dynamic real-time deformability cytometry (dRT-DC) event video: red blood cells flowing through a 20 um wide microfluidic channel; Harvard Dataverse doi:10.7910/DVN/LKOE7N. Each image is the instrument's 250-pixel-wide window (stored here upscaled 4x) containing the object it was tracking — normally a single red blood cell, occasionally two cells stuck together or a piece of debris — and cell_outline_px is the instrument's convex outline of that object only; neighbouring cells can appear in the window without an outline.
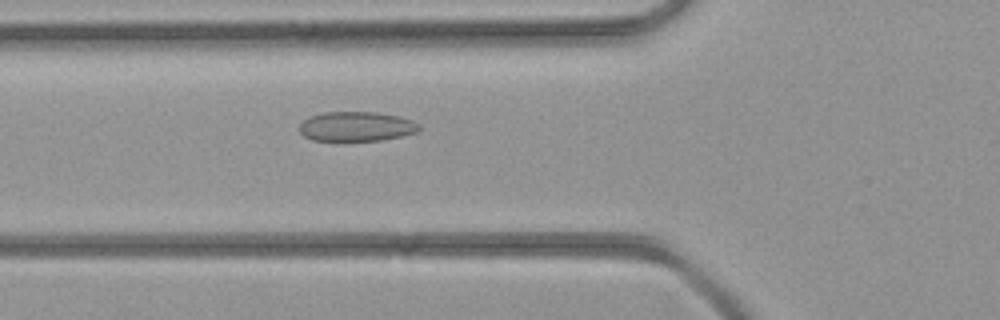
{"species": "common noctule bat (a hibernating species)", "species_latin": "Nyctalus noctula", "temperature_condition": "room temperature", "stored_images_in_passage": 36, "camera_frame_rate_fps": 3000, "um_per_image_px": 0.085, "animal": {"sex": "female", "body_mass_g": 21.9}, "frame": {"image": 1, "passage_image": 9, "time_ms": 2.667, "image_size_px": [1000, 320], "cell_outline_px": [[420, 128], [416, 132], [400, 136], [380, 140], [312, 140], [304, 136], [300, 132], [300, 124], [308, 116], [324, 112], [376, 112], [400, 116], [412, 120], [420, 124]], "centroid_in_image_um": [30.29, 10.73], "position_along_channel_um": 95.5, "area_um2": 20.58}}
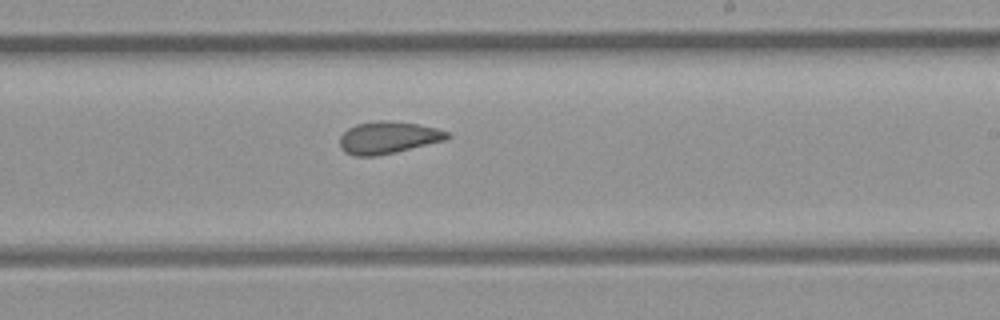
{"frame": {"image": 2, "passage_image": 19, "time_ms": 6.0, "image_size_px": [1000, 320], "cell_outline_px": [[452, 136], [444, 140], [396, 152], [376, 156], [356, 156], [344, 152], [340, 148], [340, 136], [348, 128], [356, 124], [376, 120], [388, 120], [420, 124], [436, 128], [448, 132]], "centroid_in_image_um": [32.97, 11.68], "position_along_channel_um": 256.0, "area_um2": 20.23}}
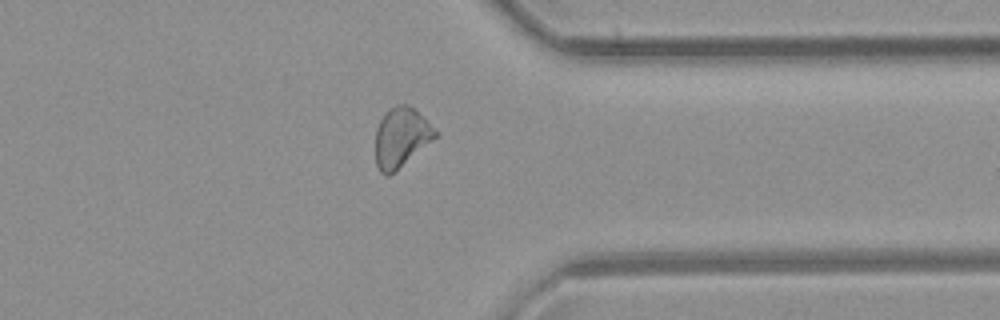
{"frame": {"image": 3, "passage_image": 27, "time_ms": 8.667, "image_size_px": [1000, 320], "cell_outline_px": [[440, 136], [388, 176], [384, 176], [380, 172], [376, 164], [376, 128], [384, 112], [388, 108], [396, 104], [408, 104], [416, 108], [440, 132]], "centroid_in_image_um": [34.15, 11.63], "position_along_channel_um": 377.3, "area_um2": 21.39}}